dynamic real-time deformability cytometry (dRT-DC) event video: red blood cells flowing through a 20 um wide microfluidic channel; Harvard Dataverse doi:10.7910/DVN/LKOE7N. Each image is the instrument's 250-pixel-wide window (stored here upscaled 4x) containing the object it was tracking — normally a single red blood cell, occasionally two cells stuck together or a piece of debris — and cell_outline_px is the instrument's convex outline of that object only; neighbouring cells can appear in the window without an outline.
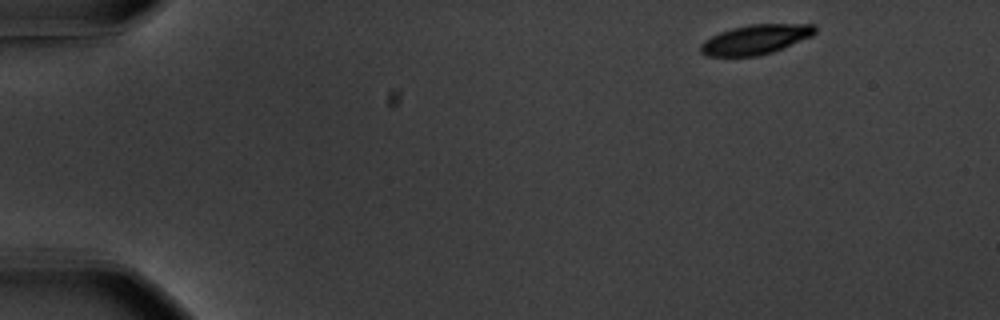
{"species": "common noctule bat (a hibernating species)", "species_latin": "Nyctalus noctula", "temperature_condition": "warm", "stored_images_in_passage": 51, "camera_frame_rate_fps": 3000, "um_per_image_px": 0.085, "animal": {"sex": "male", "body_mass_g": 20.1, "forearm_length_mm": 53.5}, "frame": {"image": 1, "passage_image": 1, "time_ms": 0.0, "image_size_px": [1000, 320], "cell_outline_px": [[816, 32], [812, 36], [772, 52], [756, 56], [708, 56], [700, 52], [700, 44], [704, 40], [720, 32], [732, 28], [752, 24], [816, 24]], "centroid_in_image_um": [64.22, 3.35], "position_along_channel_um": 20.8, "area_um2": 19.65}}
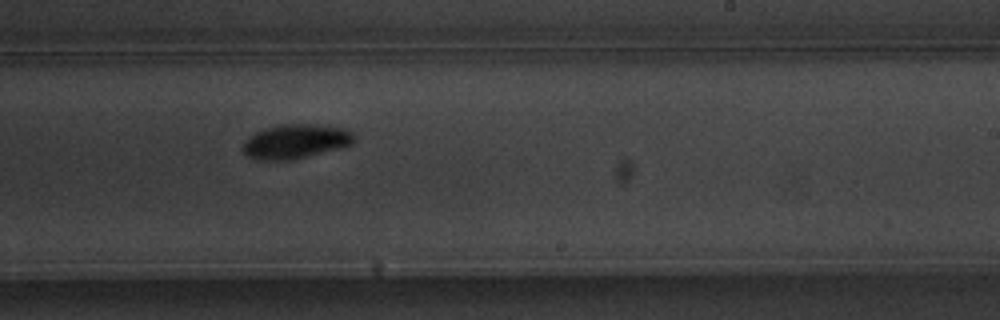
{"frame": {"image": 2, "passage_image": 30, "time_ms": 9.667, "image_size_px": [1000, 320], "cell_outline_px": [[356, 140], [352, 144], [344, 148], [292, 160], [260, 160], [244, 156], [244, 144], [248, 136], [264, 128], [284, 124], [320, 124], [344, 128], [352, 132], [356, 136]], "centroid_in_image_um": [25.18, 12.02], "position_along_channel_um": 263.8, "area_um2": 22.66}}
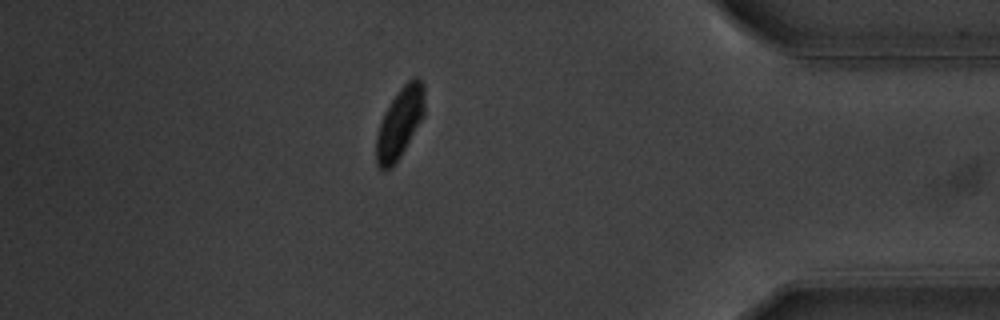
{"frame": {"image": 3, "passage_image": 44, "time_ms": 14.333, "image_size_px": [1000, 320], "cell_outline_px": [[424, 116], [400, 156], [392, 168], [384, 172], [376, 164], [376, 136], [384, 112], [400, 88], [412, 76], [416, 76], [424, 84]], "centroid_in_image_um": [33.98, 10.45], "position_along_channel_um": 401.2, "area_um2": 19.83}, "authors_computed_cell_mechanics": {"area_um2": 20.9236, "velocity_mm_per_s": 3.6038, "shape_relaxation_time_tau1_ms": 2.9016, "shape_relaxation_time_tau2_ms": null, "deformation_change_tau1": 0.1647, "deformation_change_tau2": null}}